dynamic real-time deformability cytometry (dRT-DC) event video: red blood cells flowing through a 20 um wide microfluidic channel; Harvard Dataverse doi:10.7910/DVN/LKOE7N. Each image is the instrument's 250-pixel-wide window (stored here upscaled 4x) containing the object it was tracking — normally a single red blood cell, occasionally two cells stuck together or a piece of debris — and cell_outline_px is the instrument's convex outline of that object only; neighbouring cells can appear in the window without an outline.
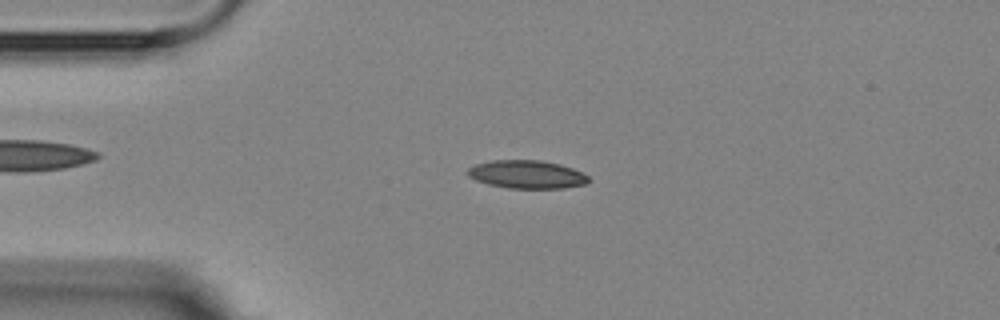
{"species": "Egyptian fruit bat (a non-hibernating species)", "species_latin": "Rousettus aegyptiacus", "temperature_condition": "room temperature", "stored_images_in_passage": 6, "camera_frame_rate_fps": 3000, "um_per_image_px": 0.085, "animal": {"sex": "female"}, "frame": {"image": 1, "passage_image": 3, "time_ms": 3.667, "image_size_px": [1000, 320], "cell_outline_px": [[592, 180], [588, 184], [564, 188], [508, 188], [488, 184], [476, 180], [468, 176], [468, 168], [476, 164], [492, 160], [540, 160], [560, 164], [572, 168], [588, 176]], "centroid_in_image_um": [44.82, 14.83], "position_along_channel_um": 40.2, "area_um2": 19.88}}
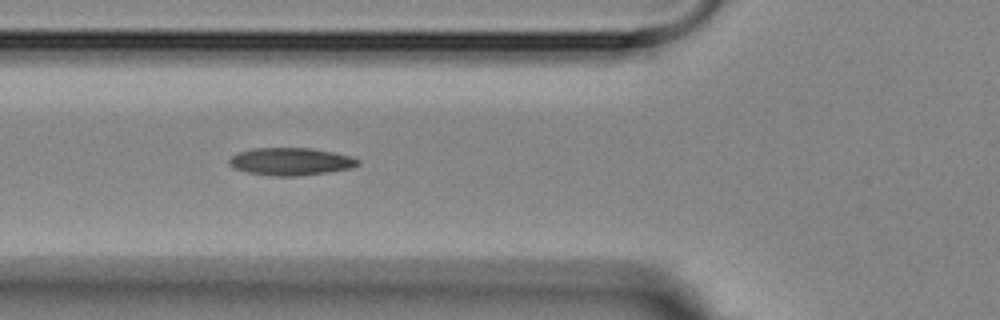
{"frame": {"image": 2, "passage_image": 5, "time_ms": 6.0, "image_size_px": [1000, 320], "cell_outline_px": [[360, 164], [352, 168], [328, 172], [296, 176], [272, 176], [248, 172], [236, 168], [228, 164], [228, 160], [236, 152], [256, 148], [312, 148], [352, 156], [360, 160]], "centroid_in_image_um": [24.73, 13.72], "position_along_channel_um": 101.1, "area_um2": 20.69}}
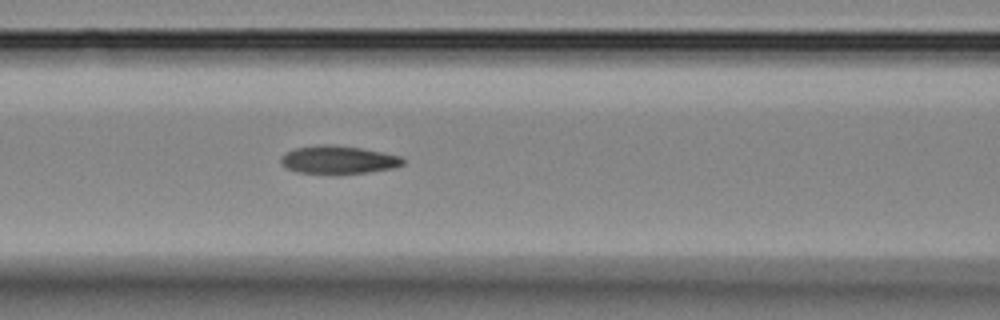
{"frame": {"image": 3, "passage_image": 6, "time_ms": 7.0, "image_size_px": [1000, 320], "cell_outline_px": [[404, 164], [392, 168], [368, 172], [336, 176], [296, 172], [288, 168], [280, 160], [280, 156], [284, 152], [296, 148], [324, 144], [328, 144], [360, 148], [400, 156], [404, 160]], "centroid_in_image_um": [28.72, 13.62], "position_along_channel_um": 137.9, "area_um2": 20.29}}